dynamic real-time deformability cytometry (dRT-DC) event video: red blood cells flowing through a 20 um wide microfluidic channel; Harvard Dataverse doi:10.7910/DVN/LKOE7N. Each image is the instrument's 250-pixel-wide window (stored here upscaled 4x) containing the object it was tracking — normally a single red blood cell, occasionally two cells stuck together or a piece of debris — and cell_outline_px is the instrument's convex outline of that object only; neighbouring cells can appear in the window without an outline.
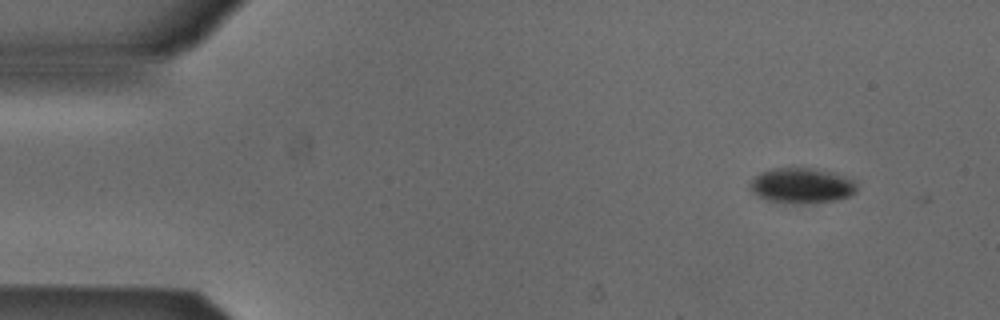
{"species": "Egyptian fruit bat (a non-hibernating species)", "species_latin": "Rousettus aegyptiacus", "temperature_condition": "cold", "stored_images_in_passage": 8, "camera_frame_rate_fps": 3000, "um_per_image_px": 0.085, "animal": {"sex": "male"}, "frame": {"image": 1, "passage_image": 2, "time_ms": 0.333, "image_size_px": [1000, 320], "cell_outline_px": [[856, 192], [840, 200], [812, 204], [796, 204], [764, 200], [756, 196], [748, 188], [748, 184], [760, 172], [772, 168], [812, 168], [832, 172], [856, 180]], "centroid_in_image_um": [68.13, 15.8], "position_along_channel_um": 16.9, "area_um2": 22.54}}